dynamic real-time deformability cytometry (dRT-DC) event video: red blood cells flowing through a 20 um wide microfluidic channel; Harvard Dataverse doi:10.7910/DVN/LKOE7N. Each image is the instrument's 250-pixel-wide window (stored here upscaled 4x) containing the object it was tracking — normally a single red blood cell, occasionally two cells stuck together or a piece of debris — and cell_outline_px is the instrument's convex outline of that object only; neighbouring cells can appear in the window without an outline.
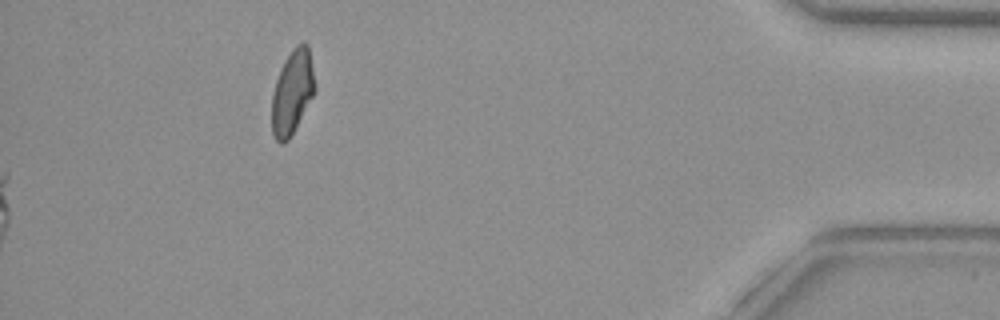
{"species": "common noctule bat (a hibernating species)", "species_latin": "Nyctalus noctula", "temperature_condition": "warm", "stored_images_in_passage": 48, "segment_of_instrument_passage": [2, 2], "camera_frame_rate_fps": 3000, "um_per_image_px": 0.085, "animal": {"sex": "female", "body_mass_g": 29.2, "forearm_length_mm": 56.3}, "frame": {"image": 1, "passage_image": 48, "time_ms": 15.667, "image_size_px": [1000, 320], "cell_outline_px": [[316, 92], [288, 140], [280, 144], [276, 140], [272, 132], [272, 92], [280, 68], [292, 48], [296, 44], [304, 40], [308, 44], [316, 84]], "centroid_in_image_um": [24.86, 7.79], "position_along_channel_um": 410.3, "area_um2": 21.39}}